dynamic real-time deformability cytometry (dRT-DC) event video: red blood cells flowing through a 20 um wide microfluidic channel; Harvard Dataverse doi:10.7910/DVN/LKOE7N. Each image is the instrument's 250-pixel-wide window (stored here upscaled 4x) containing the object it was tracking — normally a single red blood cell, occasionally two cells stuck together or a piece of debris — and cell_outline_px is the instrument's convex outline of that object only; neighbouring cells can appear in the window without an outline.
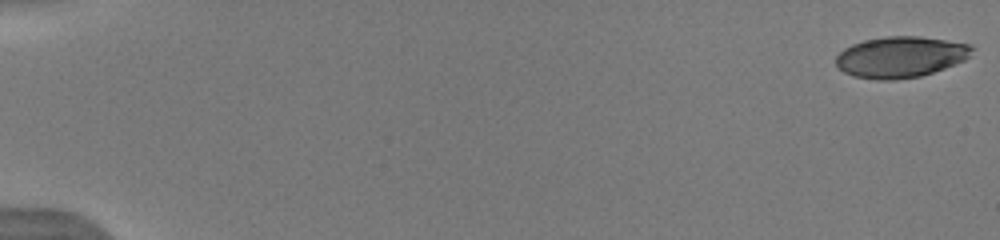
{"species": "human", "species_latin": "Homo sapiens", "temperature_condition": "warm", "stored_images_in_passage": 53, "camera_frame_rate_fps": 3000, "um_per_image_px": 0.085, "donor": {"sex": "male"}, "frame": {"image": 1, "passage_image": 1, "time_ms": 0.0, "image_size_px": [1000, 240], "cell_outline_px": [[976, 48], [964, 60], [944, 68], [920, 76], [896, 80], [876, 80], [852, 76], [844, 72], [836, 64], [836, 56], [844, 48], [852, 44], [864, 40], [884, 36], [920, 36], [972, 44]], "centroid_in_image_um": [76.54, 4.84], "position_along_channel_um": 8.5, "area_um2": 32.71}}
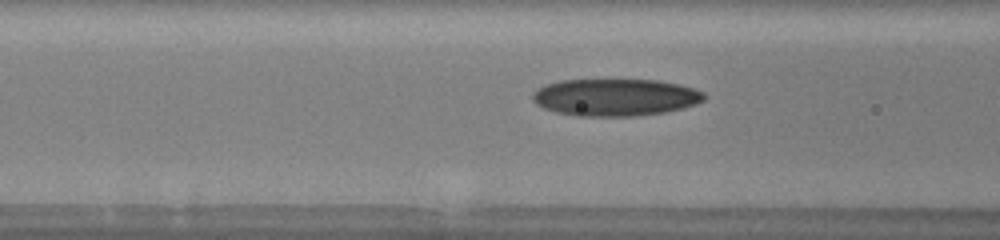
{"frame": {"image": 2, "passage_image": 23, "time_ms": 7.333, "image_size_px": [1000, 240], "cell_outline_px": [[704, 100], [696, 104], [684, 108], [664, 112], [636, 116], [576, 116], [556, 112], [544, 108], [536, 104], [532, 100], [532, 92], [544, 84], [560, 80], [660, 80], [680, 84], [704, 92]], "centroid_in_image_um": [52.28, 8.27], "position_along_channel_um": 114.3, "area_um2": 37.4}}
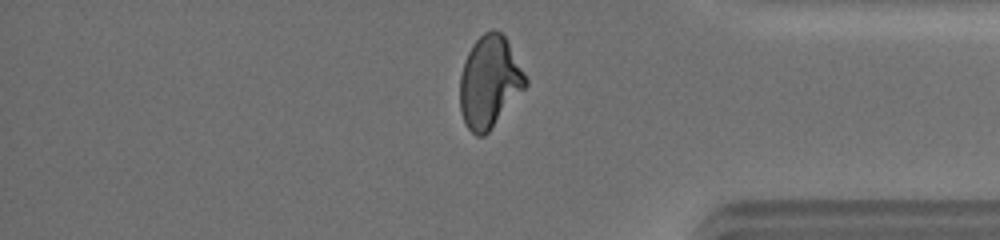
{"frame": {"image": 3, "passage_image": 45, "time_ms": 14.667, "image_size_px": [1000, 240], "cell_outline_px": [[528, 84], [488, 132], [484, 136], [476, 136], [468, 128], [460, 112], [460, 76], [464, 60], [472, 44], [484, 32], [492, 28], [500, 32], [504, 36], [524, 72], [528, 80]], "centroid_in_image_um": [41.58, 6.96], "position_along_channel_um": 393.6, "area_um2": 34.8}, "authors_computed_cell_mechanics": {"area_um2": 34.9112, "velocity_mm_per_s": 3.9747, "shape_relaxation_time_tau1_ms": 6.7053, "shape_relaxation_time_tau2_ms": 1.5667, "deformation_change_tau1": 0.2277, "deformation_change_tau2": 0.0726}}